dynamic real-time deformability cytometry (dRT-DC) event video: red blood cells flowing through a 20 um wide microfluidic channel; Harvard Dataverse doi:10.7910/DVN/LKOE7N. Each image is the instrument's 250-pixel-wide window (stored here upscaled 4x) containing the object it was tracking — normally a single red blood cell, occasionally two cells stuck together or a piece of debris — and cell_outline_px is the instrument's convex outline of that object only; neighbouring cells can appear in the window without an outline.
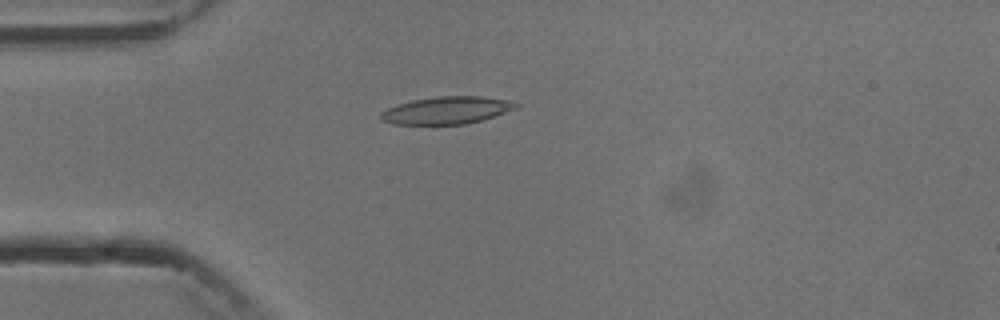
{"species": "common noctule bat (a hibernating species)", "species_latin": "Nyctalus noctula", "temperature_condition": "cold", "stored_images_in_passage": 1, "camera_frame_rate_fps": 3000, "um_per_image_px": 0.085, "animal": {"sex": "male", "body_mass_g": 13.3}, "frame": {"image": 1, "passage_image": 1, "time_ms": 0.0, "image_size_px": [1000, 320], "cell_outline_px": [[520, 104], [516, 108], [480, 120], [464, 124], [392, 124], [380, 120], [380, 112], [396, 104], [412, 100], [436, 96], [484, 96], [504, 100]], "centroid_in_image_um": [37.89, 9.37], "position_along_channel_um": 47.1, "area_um2": 21.39}}